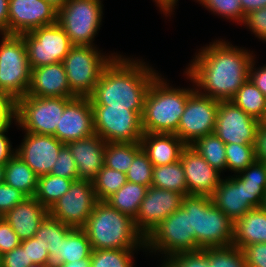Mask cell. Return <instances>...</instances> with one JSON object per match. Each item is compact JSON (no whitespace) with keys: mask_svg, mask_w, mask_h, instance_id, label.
Listing matches in <instances>:
<instances>
[{"mask_svg":"<svg viewBox=\"0 0 266 267\" xmlns=\"http://www.w3.org/2000/svg\"><path fill=\"white\" fill-rule=\"evenodd\" d=\"M4 182L26 197H32L37 190L38 176L16 153L4 165Z\"/></svg>","mask_w":266,"mask_h":267,"instance_id":"28","label":"cell"},{"mask_svg":"<svg viewBox=\"0 0 266 267\" xmlns=\"http://www.w3.org/2000/svg\"><path fill=\"white\" fill-rule=\"evenodd\" d=\"M159 267H170L164 260L161 261V265Z\"/></svg>","mask_w":266,"mask_h":267,"instance_id":"62","label":"cell"},{"mask_svg":"<svg viewBox=\"0 0 266 267\" xmlns=\"http://www.w3.org/2000/svg\"><path fill=\"white\" fill-rule=\"evenodd\" d=\"M151 186L180 192L187 196L188 188L181 160L167 165L154 166Z\"/></svg>","mask_w":266,"mask_h":267,"instance_id":"31","label":"cell"},{"mask_svg":"<svg viewBox=\"0 0 266 267\" xmlns=\"http://www.w3.org/2000/svg\"><path fill=\"white\" fill-rule=\"evenodd\" d=\"M184 195L150 186L134 219L137 230L146 238L169 215L182 205Z\"/></svg>","mask_w":266,"mask_h":267,"instance_id":"16","label":"cell"},{"mask_svg":"<svg viewBox=\"0 0 266 267\" xmlns=\"http://www.w3.org/2000/svg\"><path fill=\"white\" fill-rule=\"evenodd\" d=\"M14 120V102L6 95L0 94V130Z\"/></svg>","mask_w":266,"mask_h":267,"instance_id":"53","label":"cell"},{"mask_svg":"<svg viewBox=\"0 0 266 267\" xmlns=\"http://www.w3.org/2000/svg\"><path fill=\"white\" fill-rule=\"evenodd\" d=\"M247 267H266V243H255L242 249Z\"/></svg>","mask_w":266,"mask_h":267,"instance_id":"48","label":"cell"},{"mask_svg":"<svg viewBox=\"0 0 266 267\" xmlns=\"http://www.w3.org/2000/svg\"><path fill=\"white\" fill-rule=\"evenodd\" d=\"M210 12L227 20L242 24L245 15L241 0H194Z\"/></svg>","mask_w":266,"mask_h":267,"instance_id":"38","label":"cell"},{"mask_svg":"<svg viewBox=\"0 0 266 267\" xmlns=\"http://www.w3.org/2000/svg\"><path fill=\"white\" fill-rule=\"evenodd\" d=\"M72 99L25 95L14 102V122L28 133L54 135L65 106Z\"/></svg>","mask_w":266,"mask_h":267,"instance_id":"8","label":"cell"},{"mask_svg":"<svg viewBox=\"0 0 266 267\" xmlns=\"http://www.w3.org/2000/svg\"><path fill=\"white\" fill-rule=\"evenodd\" d=\"M0 37V94L15 102L27 95L31 81L27 47L21 35Z\"/></svg>","mask_w":266,"mask_h":267,"instance_id":"6","label":"cell"},{"mask_svg":"<svg viewBox=\"0 0 266 267\" xmlns=\"http://www.w3.org/2000/svg\"><path fill=\"white\" fill-rule=\"evenodd\" d=\"M32 262H27L26 250L21 246L2 255V267H28Z\"/></svg>","mask_w":266,"mask_h":267,"instance_id":"50","label":"cell"},{"mask_svg":"<svg viewBox=\"0 0 266 267\" xmlns=\"http://www.w3.org/2000/svg\"><path fill=\"white\" fill-rule=\"evenodd\" d=\"M139 249H93L91 267H134V253ZM133 259V260H132Z\"/></svg>","mask_w":266,"mask_h":267,"instance_id":"35","label":"cell"},{"mask_svg":"<svg viewBox=\"0 0 266 267\" xmlns=\"http://www.w3.org/2000/svg\"><path fill=\"white\" fill-rule=\"evenodd\" d=\"M261 122L252 118L231 100L219 101L214 133L225 143L253 144Z\"/></svg>","mask_w":266,"mask_h":267,"instance_id":"15","label":"cell"},{"mask_svg":"<svg viewBox=\"0 0 266 267\" xmlns=\"http://www.w3.org/2000/svg\"><path fill=\"white\" fill-rule=\"evenodd\" d=\"M256 160L266 163V126L261 123L256 134L255 143Z\"/></svg>","mask_w":266,"mask_h":267,"instance_id":"54","label":"cell"},{"mask_svg":"<svg viewBox=\"0 0 266 267\" xmlns=\"http://www.w3.org/2000/svg\"><path fill=\"white\" fill-rule=\"evenodd\" d=\"M50 174L67 179H79L74 157L66 145L60 150L59 156L57 157Z\"/></svg>","mask_w":266,"mask_h":267,"instance_id":"43","label":"cell"},{"mask_svg":"<svg viewBox=\"0 0 266 267\" xmlns=\"http://www.w3.org/2000/svg\"><path fill=\"white\" fill-rule=\"evenodd\" d=\"M105 144L96 134L65 144L74 157L79 179L92 181L98 175L104 166Z\"/></svg>","mask_w":266,"mask_h":267,"instance_id":"23","label":"cell"},{"mask_svg":"<svg viewBox=\"0 0 266 267\" xmlns=\"http://www.w3.org/2000/svg\"><path fill=\"white\" fill-rule=\"evenodd\" d=\"M28 267H46V265H41V264L32 263V264H30Z\"/></svg>","mask_w":266,"mask_h":267,"instance_id":"61","label":"cell"},{"mask_svg":"<svg viewBox=\"0 0 266 267\" xmlns=\"http://www.w3.org/2000/svg\"><path fill=\"white\" fill-rule=\"evenodd\" d=\"M27 95L38 97H77L69 87L62 62L32 69Z\"/></svg>","mask_w":266,"mask_h":267,"instance_id":"22","label":"cell"},{"mask_svg":"<svg viewBox=\"0 0 266 267\" xmlns=\"http://www.w3.org/2000/svg\"><path fill=\"white\" fill-rule=\"evenodd\" d=\"M27 47L32 69L62 62L73 44L64 29L56 22L21 35Z\"/></svg>","mask_w":266,"mask_h":267,"instance_id":"12","label":"cell"},{"mask_svg":"<svg viewBox=\"0 0 266 267\" xmlns=\"http://www.w3.org/2000/svg\"><path fill=\"white\" fill-rule=\"evenodd\" d=\"M26 196L19 190L0 183V217L4 216L13 207L18 205Z\"/></svg>","mask_w":266,"mask_h":267,"instance_id":"47","label":"cell"},{"mask_svg":"<svg viewBox=\"0 0 266 267\" xmlns=\"http://www.w3.org/2000/svg\"><path fill=\"white\" fill-rule=\"evenodd\" d=\"M184 71L195 90L219 101H229L249 78L253 51L217 39L201 47Z\"/></svg>","mask_w":266,"mask_h":267,"instance_id":"1","label":"cell"},{"mask_svg":"<svg viewBox=\"0 0 266 267\" xmlns=\"http://www.w3.org/2000/svg\"><path fill=\"white\" fill-rule=\"evenodd\" d=\"M58 10L45 0H9L8 34L22 35L57 22Z\"/></svg>","mask_w":266,"mask_h":267,"instance_id":"17","label":"cell"},{"mask_svg":"<svg viewBox=\"0 0 266 267\" xmlns=\"http://www.w3.org/2000/svg\"><path fill=\"white\" fill-rule=\"evenodd\" d=\"M156 3V6L159 7L161 13L163 12L164 16H170L174 14V8L177 6L178 0H153Z\"/></svg>","mask_w":266,"mask_h":267,"instance_id":"56","label":"cell"},{"mask_svg":"<svg viewBox=\"0 0 266 267\" xmlns=\"http://www.w3.org/2000/svg\"><path fill=\"white\" fill-rule=\"evenodd\" d=\"M163 260L170 267H209V248L180 253Z\"/></svg>","mask_w":266,"mask_h":267,"instance_id":"42","label":"cell"},{"mask_svg":"<svg viewBox=\"0 0 266 267\" xmlns=\"http://www.w3.org/2000/svg\"><path fill=\"white\" fill-rule=\"evenodd\" d=\"M262 208L266 211V196H265V198H264V201H263V206H262Z\"/></svg>","mask_w":266,"mask_h":267,"instance_id":"63","label":"cell"},{"mask_svg":"<svg viewBox=\"0 0 266 267\" xmlns=\"http://www.w3.org/2000/svg\"><path fill=\"white\" fill-rule=\"evenodd\" d=\"M190 146L218 172L227 171L225 143L215 133L198 138Z\"/></svg>","mask_w":266,"mask_h":267,"instance_id":"33","label":"cell"},{"mask_svg":"<svg viewBox=\"0 0 266 267\" xmlns=\"http://www.w3.org/2000/svg\"><path fill=\"white\" fill-rule=\"evenodd\" d=\"M209 196L187 195L182 200L181 207L185 211H190V234L195 238L198 232L199 211L201 207L210 199Z\"/></svg>","mask_w":266,"mask_h":267,"instance_id":"45","label":"cell"},{"mask_svg":"<svg viewBox=\"0 0 266 267\" xmlns=\"http://www.w3.org/2000/svg\"><path fill=\"white\" fill-rule=\"evenodd\" d=\"M20 246L26 250L27 262L46 265L48 259V243H43L35 236L21 241Z\"/></svg>","mask_w":266,"mask_h":267,"instance_id":"44","label":"cell"},{"mask_svg":"<svg viewBox=\"0 0 266 267\" xmlns=\"http://www.w3.org/2000/svg\"><path fill=\"white\" fill-rule=\"evenodd\" d=\"M200 249L190 234V211H185L182 207L163 220L145 238L144 252H157L164 258Z\"/></svg>","mask_w":266,"mask_h":267,"instance_id":"9","label":"cell"},{"mask_svg":"<svg viewBox=\"0 0 266 267\" xmlns=\"http://www.w3.org/2000/svg\"><path fill=\"white\" fill-rule=\"evenodd\" d=\"M263 242L266 243V211L262 207L249 210L234 222L233 246L243 249Z\"/></svg>","mask_w":266,"mask_h":267,"instance_id":"27","label":"cell"},{"mask_svg":"<svg viewBox=\"0 0 266 267\" xmlns=\"http://www.w3.org/2000/svg\"><path fill=\"white\" fill-rule=\"evenodd\" d=\"M209 267H247L242 249L230 245L209 248Z\"/></svg>","mask_w":266,"mask_h":267,"instance_id":"39","label":"cell"},{"mask_svg":"<svg viewBox=\"0 0 266 267\" xmlns=\"http://www.w3.org/2000/svg\"><path fill=\"white\" fill-rule=\"evenodd\" d=\"M180 160L186 177L188 195L211 197L222 179L221 173L210 166L190 145L184 148Z\"/></svg>","mask_w":266,"mask_h":267,"instance_id":"21","label":"cell"},{"mask_svg":"<svg viewBox=\"0 0 266 267\" xmlns=\"http://www.w3.org/2000/svg\"><path fill=\"white\" fill-rule=\"evenodd\" d=\"M219 100L202 95L196 90L188 97L175 133L186 145L214 133Z\"/></svg>","mask_w":266,"mask_h":267,"instance_id":"13","label":"cell"},{"mask_svg":"<svg viewBox=\"0 0 266 267\" xmlns=\"http://www.w3.org/2000/svg\"><path fill=\"white\" fill-rule=\"evenodd\" d=\"M73 181L51 174L40 176L34 197L49 210L70 189Z\"/></svg>","mask_w":266,"mask_h":267,"instance_id":"34","label":"cell"},{"mask_svg":"<svg viewBox=\"0 0 266 267\" xmlns=\"http://www.w3.org/2000/svg\"><path fill=\"white\" fill-rule=\"evenodd\" d=\"M94 134V119L89 97L73 98L65 106L53 136L66 144Z\"/></svg>","mask_w":266,"mask_h":267,"instance_id":"20","label":"cell"},{"mask_svg":"<svg viewBox=\"0 0 266 267\" xmlns=\"http://www.w3.org/2000/svg\"><path fill=\"white\" fill-rule=\"evenodd\" d=\"M12 123L13 120L0 130V165H5L16 154L17 149L12 148L10 139L5 135Z\"/></svg>","mask_w":266,"mask_h":267,"instance_id":"51","label":"cell"},{"mask_svg":"<svg viewBox=\"0 0 266 267\" xmlns=\"http://www.w3.org/2000/svg\"><path fill=\"white\" fill-rule=\"evenodd\" d=\"M92 249H140L145 251V238L137 230L134 219L98 201L82 228Z\"/></svg>","mask_w":266,"mask_h":267,"instance_id":"4","label":"cell"},{"mask_svg":"<svg viewBox=\"0 0 266 267\" xmlns=\"http://www.w3.org/2000/svg\"><path fill=\"white\" fill-rule=\"evenodd\" d=\"M221 179L214 194L213 204L233 222L249 210L260 208L266 196V163L255 160L244 170Z\"/></svg>","mask_w":266,"mask_h":267,"instance_id":"3","label":"cell"},{"mask_svg":"<svg viewBox=\"0 0 266 267\" xmlns=\"http://www.w3.org/2000/svg\"><path fill=\"white\" fill-rule=\"evenodd\" d=\"M141 148L153 166L175 163L187 146L176 134L143 133Z\"/></svg>","mask_w":266,"mask_h":267,"instance_id":"26","label":"cell"},{"mask_svg":"<svg viewBox=\"0 0 266 267\" xmlns=\"http://www.w3.org/2000/svg\"><path fill=\"white\" fill-rule=\"evenodd\" d=\"M153 164L141 149L126 173L127 181L142 184L148 188L152 185Z\"/></svg>","mask_w":266,"mask_h":267,"instance_id":"40","label":"cell"},{"mask_svg":"<svg viewBox=\"0 0 266 267\" xmlns=\"http://www.w3.org/2000/svg\"><path fill=\"white\" fill-rule=\"evenodd\" d=\"M242 24H244L243 26L249 29L255 37L266 42V6L245 15Z\"/></svg>","mask_w":266,"mask_h":267,"instance_id":"46","label":"cell"},{"mask_svg":"<svg viewBox=\"0 0 266 267\" xmlns=\"http://www.w3.org/2000/svg\"><path fill=\"white\" fill-rule=\"evenodd\" d=\"M147 189V186L127 181L117 192L108 197L105 202L121 213L135 219Z\"/></svg>","mask_w":266,"mask_h":267,"instance_id":"29","label":"cell"},{"mask_svg":"<svg viewBox=\"0 0 266 267\" xmlns=\"http://www.w3.org/2000/svg\"><path fill=\"white\" fill-rule=\"evenodd\" d=\"M9 0H0V35L8 34Z\"/></svg>","mask_w":266,"mask_h":267,"instance_id":"55","label":"cell"},{"mask_svg":"<svg viewBox=\"0 0 266 267\" xmlns=\"http://www.w3.org/2000/svg\"><path fill=\"white\" fill-rule=\"evenodd\" d=\"M24 133L21 144L16 147V153L38 177L50 174L65 144L53 135Z\"/></svg>","mask_w":266,"mask_h":267,"instance_id":"19","label":"cell"},{"mask_svg":"<svg viewBox=\"0 0 266 267\" xmlns=\"http://www.w3.org/2000/svg\"><path fill=\"white\" fill-rule=\"evenodd\" d=\"M233 228L234 222L210 198L199 211L195 240L201 249L227 247L233 244Z\"/></svg>","mask_w":266,"mask_h":267,"instance_id":"18","label":"cell"},{"mask_svg":"<svg viewBox=\"0 0 266 267\" xmlns=\"http://www.w3.org/2000/svg\"><path fill=\"white\" fill-rule=\"evenodd\" d=\"M194 91V84L192 88L170 86L167 79L158 74L150 84L144 100V133L175 134L187 99Z\"/></svg>","mask_w":266,"mask_h":267,"instance_id":"5","label":"cell"},{"mask_svg":"<svg viewBox=\"0 0 266 267\" xmlns=\"http://www.w3.org/2000/svg\"><path fill=\"white\" fill-rule=\"evenodd\" d=\"M97 202L92 181L78 179L48 212L51 217L72 228H83Z\"/></svg>","mask_w":266,"mask_h":267,"instance_id":"14","label":"cell"},{"mask_svg":"<svg viewBox=\"0 0 266 267\" xmlns=\"http://www.w3.org/2000/svg\"><path fill=\"white\" fill-rule=\"evenodd\" d=\"M49 214L34 196L24 198L4 216L21 241L35 236L41 222Z\"/></svg>","mask_w":266,"mask_h":267,"instance_id":"24","label":"cell"},{"mask_svg":"<svg viewBox=\"0 0 266 267\" xmlns=\"http://www.w3.org/2000/svg\"><path fill=\"white\" fill-rule=\"evenodd\" d=\"M46 267H61L65 263L91 257L92 246L82 228H74L63 241L48 244Z\"/></svg>","mask_w":266,"mask_h":267,"instance_id":"25","label":"cell"},{"mask_svg":"<svg viewBox=\"0 0 266 267\" xmlns=\"http://www.w3.org/2000/svg\"><path fill=\"white\" fill-rule=\"evenodd\" d=\"M104 54L97 46L73 45L65 56L62 63L68 84L77 97H89L94 92L103 69L118 53Z\"/></svg>","mask_w":266,"mask_h":267,"instance_id":"7","label":"cell"},{"mask_svg":"<svg viewBox=\"0 0 266 267\" xmlns=\"http://www.w3.org/2000/svg\"><path fill=\"white\" fill-rule=\"evenodd\" d=\"M91 107L95 134L105 142H140L144 131L139 113L110 105Z\"/></svg>","mask_w":266,"mask_h":267,"instance_id":"11","label":"cell"},{"mask_svg":"<svg viewBox=\"0 0 266 267\" xmlns=\"http://www.w3.org/2000/svg\"><path fill=\"white\" fill-rule=\"evenodd\" d=\"M45 1L48 2L50 5H52L54 8H56L57 10H59L68 0H45Z\"/></svg>","mask_w":266,"mask_h":267,"instance_id":"59","label":"cell"},{"mask_svg":"<svg viewBox=\"0 0 266 267\" xmlns=\"http://www.w3.org/2000/svg\"><path fill=\"white\" fill-rule=\"evenodd\" d=\"M255 57L251 61L249 67V79L255 84V86L263 93L266 97V64L256 68ZM255 66V67H254Z\"/></svg>","mask_w":266,"mask_h":267,"instance_id":"52","label":"cell"},{"mask_svg":"<svg viewBox=\"0 0 266 267\" xmlns=\"http://www.w3.org/2000/svg\"><path fill=\"white\" fill-rule=\"evenodd\" d=\"M102 0H68L58 10L57 23L73 45L95 46L93 41L102 24Z\"/></svg>","mask_w":266,"mask_h":267,"instance_id":"10","label":"cell"},{"mask_svg":"<svg viewBox=\"0 0 266 267\" xmlns=\"http://www.w3.org/2000/svg\"><path fill=\"white\" fill-rule=\"evenodd\" d=\"M244 15L266 6V0H241Z\"/></svg>","mask_w":266,"mask_h":267,"instance_id":"57","label":"cell"},{"mask_svg":"<svg viewBox=\"0 0 266 267\" xmlns=\"http://www.w3.org/2000/svg\"><path fill=\"white\" fill-rule=\"evenodd\" d=\"M127 182L126 174L105 165L92 180L98 201H105Z\"/></svg>","mask_w":266,"mask_h":267,"instance_id":"36","label":"cell"},{"mask_svg":"<svg viewBox=\"0 0 266 267\" xmlns=\"http://www.w3.org/2000/svg\"><path fill=\"white\" fill-rule=\"evenodd\" d=\"M61 267H91L90 257L85 258L83 260H77L70 263H65Z\"/></svg>","mask_w":266,"mask_h":267,"instance_id":"58","label":"cell"},{"mask_svg":"<svg viewBox=\"0 0 266 267\" xmlns=\"http://www.w3.org/2000/svg\"><path fill=\"white\" fill-rule=\"evenodd\" d=\"M4 182V165H0V183Z\"/></svg>","mask_w":266,"mask_h":267,"instance_id":"60","label":"cell"},{"mask_svg":"<svg viewBox=\"0 0 266 267\" xmlns=\"http://www.w3.org/2000/svg\"><path fill=\"white\" fill-rule=\"evenodd\" d=\"M21 240L3 217H0V253L19 247Z\"/></svg>","mask_w":266,"mask_h":267,"instance_id":"49","label":"cell"},{"mask_svg":"<svg viewBox=\"0 0 266 267\" xmlns=\"http://www.w3.org/2000/svg\"><path fill=\"white\" fill-rule=\"evenodd\" d=\"M231 101L252 118L263 123L266 119V97L247 79L239 88Z\"/></svg>","mask_w":266,"mask_h":267,"instance_id":"30","label":"cell"},{"mask_svg":"<svg viewBox=\"0 0 266 267\" xmlns=\"http://www.w3.org/2000/svg\"><path fill=\"white\" fill-rule=\"evenodd\" d=\"M73 229L71 226L64 224L48 214L39 225L35 237L40 238L43 243L51 244L63 241Z\"/></svg>","mask_w":266,"mask_h":267,"instance_id":"41","label":"cell"},{"mask_svg":"<svg viewBox=\"0 0 266 267\" xmlns=\"http://www.w3.org/2000/svg\"><path fill=\"white\" fill-rule=\"evenodd\" d=\"M158 74L141 59L117 54L103 69L89 96L91 106L126 108L142 116L146 93Z\"/></svg>","mask_w":266,"mask_h":267,"instance_id":"2","label":"cell"},{"mask_svg":"<svg viewBox=\"0 0 266 267\" xmlns=\"http://www.w3.org/2000/svg\"><path fill=\"white\" fill-rule=\"evenodd\" d=\"M141 149L140 142H106L104 151V165L108 168L126 174L134 160V156Z\"/></svg>","mask_w":266,"mask_h":267,"instance_id":"32","label":"cell"},{"mask_svg":"<svg viewBox=\"0 0 266 267\" xmlns=\"http://www.w3.org/2000/svg\"><path fill=\"white\" fill-rule=\"evenodd\" d=\"M226 169L237 174L256 160L255 145L225 144Z\"/></svg>","mask_w":266,"mask_h":267,"instance_id":"37","label":"cell"},{"mask_svg":"<svg viewBox=\"0 0 266 267\" xmlns=\"http://www.w3.org/2000/svg\"><path fill=\"white\" fill-rule=\"evenodd\" d=\"M0 267H2V254L0 253Z\"/></svg>","mask_w":266,"mask_h":267,"instance_id":"64","label":"cell"}]
</instances>
